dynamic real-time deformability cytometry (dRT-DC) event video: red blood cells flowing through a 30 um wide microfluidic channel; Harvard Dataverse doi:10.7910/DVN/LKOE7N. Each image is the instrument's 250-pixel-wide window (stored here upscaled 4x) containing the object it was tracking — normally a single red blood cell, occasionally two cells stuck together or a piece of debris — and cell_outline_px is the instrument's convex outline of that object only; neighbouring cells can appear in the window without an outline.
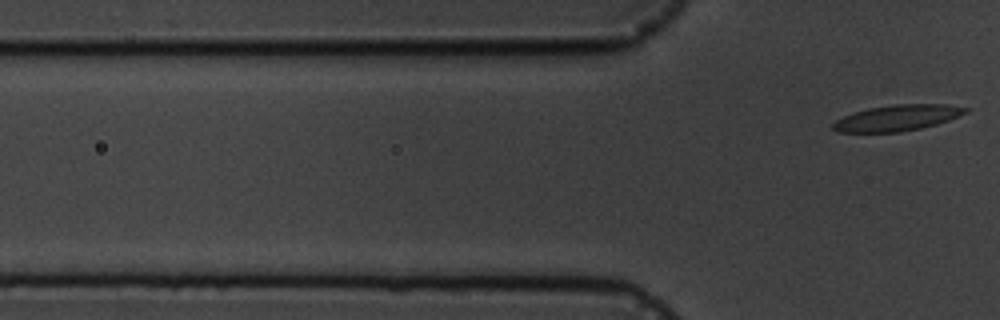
{"species": "common noctule bat (a hibernating species)", "species_latin": "Nyctalus noctula", "temperature_condition": "cold", "stored_images_in_passage": 7, "segment_of_instrument_passage": [2, 2], "camera_frame_rate_fps": 3000, "um_per_image_px": 0.085, "animal": {"sex": "male", "body_mass_g": 19.5, "forearm_length_mm": 54.6}, "frame": {"image": 1, "passage_image": 7, "time_ms": 6.667, "image_size_px": [1000, 320], "cell_outline_px": [[968, 112], [948, 120], [936, 124], [920, 128], [900, 132], [840, 132], [832, 128], [832, 124], [836, 120], [844, 116], [868, 108], [896, 104], [944, 104], [968, 108]], "centroid_in_image_um": [76.27, 10.02], "position_along_channel_um": 49.5, "area_um2": 19.77}}